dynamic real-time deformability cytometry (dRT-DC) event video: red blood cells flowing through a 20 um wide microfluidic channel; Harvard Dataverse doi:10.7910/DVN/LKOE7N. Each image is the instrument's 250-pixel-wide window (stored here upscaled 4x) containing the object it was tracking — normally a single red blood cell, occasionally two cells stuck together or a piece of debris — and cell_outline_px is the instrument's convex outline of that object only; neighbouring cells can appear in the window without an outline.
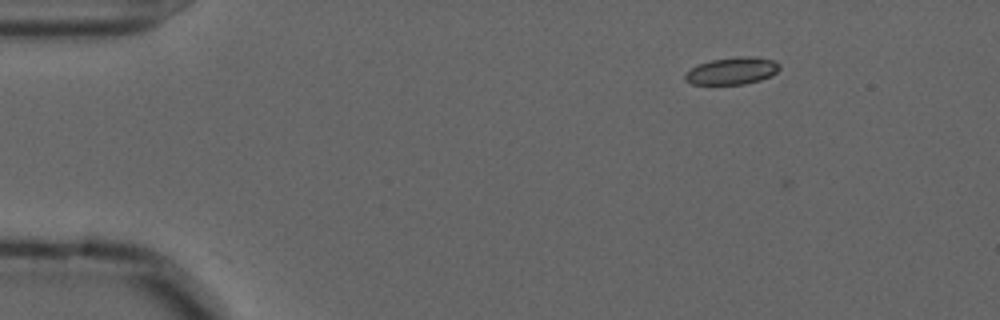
{"species": "common noctule bat (a hibernating species)", "species_latin": "Nyctalus noctula", "temperature_condition": "cold", "stored_images_in_passage": 4, "camera_frame_rate_fps": 3000, "um_per_image_px": 0.085, "animal": {"sex": "male", "forearm_length_mm": 52.5}, "frame": {"image": 1, "passage_image": 1, "time_ms": 0.0, "image_size_px": [1000, 320], "cell_outline_px": [[780, 68], [772, 76], [760, 80], [744, 84], [692, 84], [684, 80], [684, 76], [692, 68], [700, 64], [712, 60], [740, 56], [756, 56], [776, 60], [780, 64]], "centroid_in_image_um": [62.29, 6.01], "position_along_channel_um": 22.7, "area_um2": 14.97}}